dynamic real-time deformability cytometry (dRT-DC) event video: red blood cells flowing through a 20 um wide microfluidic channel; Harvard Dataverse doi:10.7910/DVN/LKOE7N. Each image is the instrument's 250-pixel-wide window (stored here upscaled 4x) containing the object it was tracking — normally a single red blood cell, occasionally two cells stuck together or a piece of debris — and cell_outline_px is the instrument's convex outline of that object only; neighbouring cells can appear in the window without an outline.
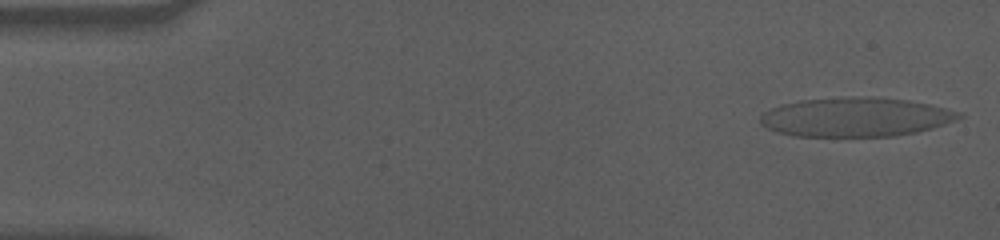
{"species": "human", "species_latin": "Homo sapiens", "temperature_condition": "cold", "stored_images_in_passage": 56, "camera_frame_rate_fps": 3000, "um_per_image_px": 0.085, "donor": {"sex": "male"}, "frame": {"image": 1, "passage_image": 1, "time_ms": 0.0, "image_size_px": [1000, 240], "cell_outline_px": [[964, 116], [928, 128], [912, 132], [892, 136], [796, 136], [780, 132], [768, 128], [760, 120], [760, 116], [764, 112], [772, 108], [784, 104], [804, 100], [908, 100], [928, 104], [960, 112]], "centroid_in_image_um": [72.69, 10.0], "position_along_channel_um": 12.3, "area_um2": 42.66}}
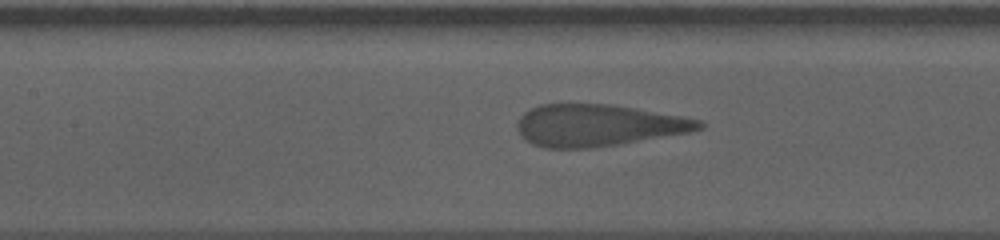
{"frame": {"image": 2, "passage_image": 24, "time_ms": 7.667, "image_size_px": [1000, 240], "cell_outline_px": [[704, 128], [688, 132], [620, 144], [592, 148], [544, 148], [532, 144], [524, 140], [516, 128], [516, 124], [520, 116], [524, 112], [540, 104], [608, 104], [680, 116], [700, 120], [704, 124]], "centroid_in_image_um": [50.77, 10.66], "position_along_channel_um": 156.6, "area_um2": 44.16}}
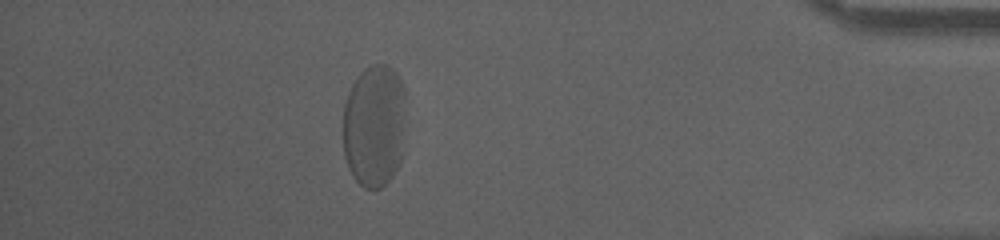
{"frame": {"image": 3, "passage_image": 49, "time_ms": 16.0, "image_size_px": [1000, 240], "cell_outline_px": [[404, 128], [400, 160], [392, 176], [380, 188], [364, 188], [356, 180], [348, 168], [344, 156], [344, 104], [348, 92], [352, 84], [360, 72], [364, 68], [372, 64], [388, 64], [396, 72], [404, 88]], "centroid_in_image_um": [31.8, 10.65], "position_along_channel_um": 403.4, "area_um2": 45.08}, "authors_computed_cell_mechanics": {"area_um2": 45.6331, "velocity_mm_per_s": 3.4978, "shape_relaxation_time_tau1_ms": 4.5471, "shape_relaxation_time_tau2_ms": 0.6749, "deformation_change_tau1": 0.1829, "deformation_change_tau2": 0.0981}}